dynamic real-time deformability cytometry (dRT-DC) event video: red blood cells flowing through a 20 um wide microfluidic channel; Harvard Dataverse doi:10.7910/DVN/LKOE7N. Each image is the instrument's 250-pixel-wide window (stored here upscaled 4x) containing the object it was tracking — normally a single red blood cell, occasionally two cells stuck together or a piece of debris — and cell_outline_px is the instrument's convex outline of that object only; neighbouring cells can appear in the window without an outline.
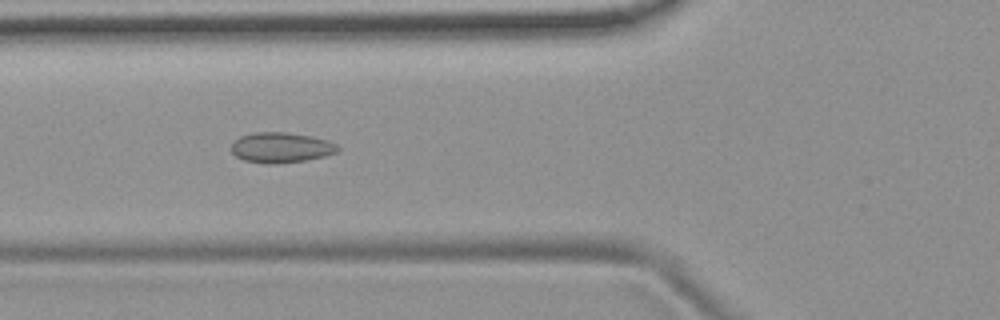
{"species": "common noctule bat (a hibernating species)", "species_latin": "Nyctalus noctula", "temperature_condition": "room temperature", "stored_images_in_passage": 10, "camera_frame_rate_fps": 3000, "um_per_image_px": 0.085, "animal": {"sex": "female", "body_mass_g": 19.9}, "frame": {"image": 1, "passage_image": 6, "time_ms": 6.333, "image_size_px": [1000, 320], "cell_outline_px": [[340, 148], [336, 152], [324, 156], [304, 160], [276, 164], [268, 164], [244, 160], [236, 156], [232, 152], [232, 144], [240, 136], [256, 132], [284, 132], [308, 136], [328, 140], [336, 144]], "centroid_in_image_um": [23.88, 12.54], "position_along_channel_um": 101.9, "area_um2": 18.55}}
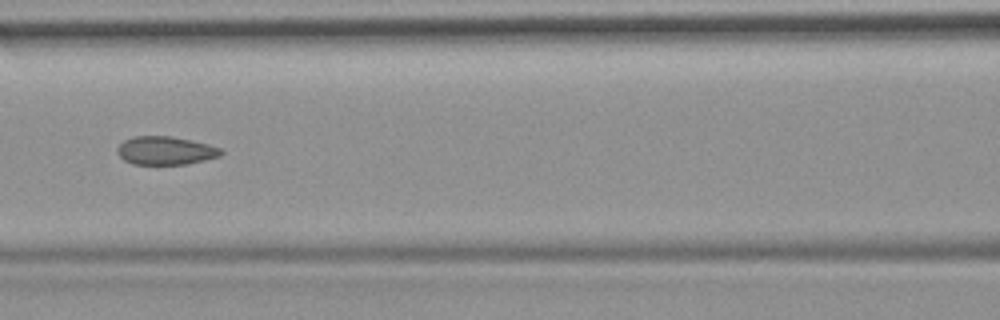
{"frame": {"image": 2, "passage_image": 7, "time_ms": 7.667, "image_size_px": [1000, 320], "cell_outline_px": [[224, 152], [220, 156], [188, 164], [132, 164], [124, 160], [116, 152], [116, 148], [124, 140], [132, 136], [172, 136], [208, 144], [224, 148]], "centroid_in_image_um": [14.08, 12.79], "position_along_channel_um": 152.5, "area_um2": 17.28}}